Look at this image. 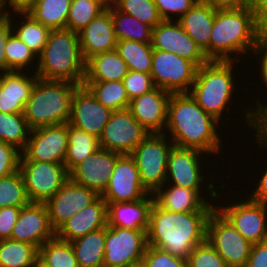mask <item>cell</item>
Returning <instances> with one entry per match:
<instances>
[{"instance_id": "94428289", "label": "cell", "mask_w": 267, "mask_h": 267, "mask_svg": "<svg viewBox=\"0 0 267 267\" xmlns=\"http://www.w3.org/2000/svg\"><path fill=\"white\" fill-rule=\"evenodd\" d=\"M6 4H8V0H0V14H7L8 12H10L6 10V8H8L6 7Z\"/></svg>"}, {"instance_id": "cb8c5ba5", "label": "cell", "mask_w": 267, "mask_h": 267, "mask_svg": "<svg viewBox=\"0 0 267 267\" xmlns=\"http://www.w3.org/2000/svg\"><path fill=\"white\" fill-rule=\"evenodd\" d=\"M24 71L0 73V113H23L33 86L39 78ZM33 76V77H32Z\"/></svg>"}, {"instance_id": "9a60e30c", "label": "cell", "mask_w": 267, "mask_h": 267, "mask_svg": "<svg viewBox=\"0 0 267 267\" xmlns=\"http://www.w3.org/2000/svg\"><path fill=\"white\" fill-rule=\"evenodd\" d=\"M99 197L96 191L68 179L61 189L45 203L53 230L56 232L67 220L81 209L94 203Z\"/></svg>"}, {"instance_id": "816d5d0a", "label": "cell", "mask_w": 267, "mask_h": 267, "mask_svg": "<svg viewBox=\"0 0 267 267\" xmlns=\"http://www.w3.org/2000/svg\"><path fill=\"white\" fill-rule=\"evenodd\" d=\"M21 207L0 208V240L10 239Z\"/></svg>"}, {"instance_id": "4fadbf2b", "label": "cell", "mask_w": 267, "mask_h": 267, "mask_svg": "<svg viewBox=\"0 0 267 267\" xmlns=\"http://www.w3.org/2000/svg\"><path fill=\"white\" fill-rule=\"evenodd\" d=\"M68 147V123L32 129L20 161L62 163Z\"/></svg>"}, {"instance_id": "4dcf8cb0", "label": "cell", "mask_w": 267, "mask_h": 267, "mask_svg": "<svg viewBox=\"0 0 267 267\" xmlns=\"http://www.w3.org/2000/svg\"><path fill=\"white\" fill-rule=\"evenodd\" d=\"M71 0H35L26 11L51 30L66 29Z\"/></svg>"}, {"instance_id": "5bb4252c", "label": "cell", "mask_w": 267, "mask_h": 267, "mask_svg": "<svg viewBox=\"0 0 267 267\" xmlns=\"http://www.w3.org/2000/svg\"><path fill=\"white\" fill-rule=\"evenodd\" d=\"M245 202H234L215 208L252 244L267 240V206L249 197Z\"/></svg>"}, {"instance_id": "7402d4cb", "label": "cell", "mask_w": 267, "mask_h": 267, "mask_svg": "<svg viewBox=\"0 0 267 267\" xmlns=\"http://www.w3.org/2000/svg\"><path fill=\"white\" fill-rule=\"evenodd\" d=\"M171 93L159 87L130 101L129 110L149 133H165L167 107Z\"/></svg>"}, {"instance_id": "8fae6325", "label": "cell", "mask_w": 267, "mask_h": 267, "mask_svg": "<svg viewBox=\"0 0 267 267\" xmlns=\"http://www.w3.org/2000/svg\"><path fill=\"white\" fill-rule=\"evenodd\" d=\"M146 247L145 231L107 225L104 267H127L143 260Z\"/></svg>"}, {"instance_id": "5b68a950", "label": "cell", "mask_w": 267, "mask_h": 267, "mask_svg": "<svg viewBox=\"0 0 267 267\" xmlns=\"http://www.w3.org/2000/svg\"><path fill=\"white\" fill-rule=\"evenodd\" d=\"M78 86L70 81L38 78L24 106L23 116L28 127L32 130L68 123L72 97Z\"/></svg>"}, {"instance_id": "ba28073f", "label": "cell", "mask_w": 267, "mask_h": 267, "mask_svg": "<svg viewBox=\"0 0 267 267\" xmlns=\"http://www.w3.org/2000/svg\"><path fill=\"white\" fill-rule=\"evenodd\" d=\"M206 240L228 267H245L253 244L215 208L207 223Z\"/></svg>"}, {"instance_id": "c3c4849f", "label": "cell", "mask_w": 267, "mask_h": 267, "mask_svg": "<svg viewBox=\"0 0 267 267\" xmlns=\"http://www.w3.org/2000/svg\"><path fill=\"white\" fill-rule=\"evenodd\" d=\"M21 151L15 146L0 141V178L19 170Z\"/></svg>"}, {"instance_id": "681fc988", "label": "cell", "mask_w": 267, "mask_h": 267, "mask_svg": "<svg viewBox=\"0 0 267 267\" xmlns=\"http://www.w3.org/2000/svg\"><path fill=\"white\" fill-rule=\"evenodd\" d=\"M198 0H154L155 5L158 8L159 14L163 20H175L172 19L174 13L178 17H182L187 11H189Z\"/></svg>"}, {"instance_id": "836d02e7", "label": "cell", "mask_w": 267, "mask_h": 267, "mask_svg": "<svg viewBox=\"0 0 267 267\" xmlns=\"http://www.w3.org/2000/svg\"><path fill=\"white\" fill-rule=\"evenodd\" d=\"M95 98L112 111L128 109L130 100L123 81H84Z\"/></svg>"}, {"instance_id": "277c9868", "label": "cell", "mask_w": 267, "mask_h": 267, "mask_svg": "<svg viewBox=\"0 0 267 267\" xmlns=\"http://www.w3.org/2000/svg\"><path fill=\"white\" fill-rule=\"evenodd\" d=\"M38 60L35 74L40 79L83 84L86 61L77 32L68 29L52 30Z\"/></svg>"}, {"instance_id": "7a4b0ae2", "label": "cell", "mask_w": 267, "mask_h": 267, "mask_svg": "<svg viewBox=\"0 0 267 267\" xmlns=\"http://www.w3.org/2000/svg\"><path fill=\"white\" fill-rule=\"evenodd\" d=\"M219 123L197 104L190 93L171 94L165 130L167 128L171 133L169 139L176 147L194 148L209 155L220 153L222 139L216 130Z\"/></svg>"}, {"instance_id": "9f6ffc18", "label": "cell", "mask_w": 267, "mask_h": 267, "mask_svg": "<svg viewBox=\"0 0 267 267\" xmlns=\"http://www.w3.org/2000/svg\"><path fill=\"white\" fill-rule=\"evenodd\" d=\"M217 9L252 8L254 0H208Z\"/></svg>"}, {"instance_id": "680465c9", "label": "cell", "mask_w": 267, "mask_h": 267, "mask_svg": "<svg viewBox=\"0 0 267 267\" xmlns=\"http://www.w3.org/2000/svg\"><path fill=\"white\" fill-rule=\"evenodd\" d=\"M35 2V0H8L9 6L13 12H26Z\"/></svg>"}, {"instance_id": "603a6c76", "label": "cell", "mask_w": 267, "mask_h": 267, "mask_svg": "<svg viewBox=\"0 0 267 267\" xmlns=\"http://www.w3.org/2000/svg\"><path fill=\"white\" fill-rule=\"evenodd\" d=\"M78 35L85 61L94 55L116 50L117 39L111 10L106 7Z\"/></svg>"}, {"instance_id": "7dc6e473", "label": "cell", "mask_w": 267, "mask_h": 267, "mask_svg": "<svg viewBox=\"0 0 267 267\" xmlns=\"http://www.w3.org/2000/svg\"><path fill=\"white\" fill-rule=\"evenodd\" d=\"M147 267H186L187 260L181 257L173 256L170 253L147 245L144 257Z\"/></svg>"}, {"instance_id": "2e32d148", "label": "cell", "mask_w": 267, "mask_h": 267, "mask_svg": "<svg viewBox=\"0 0 267 267\" xmlns=\"http://www.w3.org/2000/svg\"><path fill=\"white\" fill-rule=\"evenodd\" d=\"M112 112L82 84L75 89L73 94L68 124L99 138Z\"/></svg>"}, {"instance_id": "8d00e7d4", "label": "cell", "mask_w": 267, "mask_h": 267, "mask_svg": "<svg viewBox=\"0 0 267 267\" xmlns=\"http://www.w3.org/2000/svg\"><path fill=\"white\" fill-rule=\"evenodd\" d=\"M37 261V247L11 239L0 240V267H33Z\"/></svg>"}, {"instance_id": "db71d44e", "label": "cell", "mask_w": 267, "mask_h": 267, "mask_svg": "<svg viewBox=\"0 0 267 267\" xmlns=\"http://www.w3.org/2000/svg\"><path fill=\"white\" fill-rule=\"evenodd\" d=\"M252 10L259 33L267 32V0H254Z\"/></svg>"}, {"instance_id": "4316f807", "label": "cell", "mask_w": 267, "mask_h": 267, "mask_svg": "<svg viewBox=\"0 0 267 267\" xmlns=\"http://www.w3.org/2000/svg\"><path fill=\"white\" fill-rule=\"evenodd\" d=\"M216 7L208 0H198L177 22L203 50L209 60V39L214 23Z\"/></svg>"}, {"instance_id": "e0dca14e", "label": "cell", "mask_w": 267, "mask_h": 267, "mask_svg": "<svg viewBox=\"0 0 267 267\" xmlns=\"http://www.w3.org/2000/svg\"><path fill=\"white\" fill-rule=\"evenodd\" d=\"M151 45L153 49L164 50L177 54L193 62L197 67L205 64L206 58L203 50L183 30L175 20H163L152 30Z\"/></svg>"}, {"instance_id": "9c48e42d", "label": "cell", "mask_w": 267, "mask_h": 267, "mask_svg": "<svg viewBox=\"0 0 267 267\" xmlns=\"http://www.w3.org/2000/svg\"><path fill=\"white\" fill-rule=\"evenodd\" d=\"M198 67L172 52L153 49L151 73L155 87L173 93H189Z\"/></svg>"}, {"instance_id": "ffe728a7", "label": "cell", "mask_w": 267, "mask_h": 267, "mask_svg": "<svg viewBox=\"0 0 267 267\" xmlns=\"http://www.w3.org/2000/svg\"><path fill=\"white\" fill-rule=\"evenodd\" d=\"M120 156L119 153L99 148L69 172V179L101 196L108 187L115 163Z\"/></svg>"}, {"instance_id": "be15d7a7", "label": "cell", "mask_w": 267, "mask_h": 267, "mask_svg": "<svg viewBox=\"0 0 267 267\" xmlns=\"http://www.w3.org/2000/svg\"><path fill=\"white\" fill-rule=\"evenodd\" d=\"M33 267H46V266H44L42 263H40L39 261H37V262L33 265Z\"/></svg>"}, {"instance_id": "ee69618b", "label": "cell", "mask_w": 267, "mask_h": 267, "mask_svg": "<svg viewBox=\"0 0 267 267\" xmlns=\"http://www.w3.org/2000/svg\"><path fill=\"white\" fill-rule=\"evenodd\" d=\"M187 262L190 267H228L207 240L192 250Z\"/></svg>"}, {"instance_id": "7c38bea8", "label": "cell", "mask_w": 267, "mask_h": 267, "mask_svg": "<svg viewBox=\"0 0 267 267\" xmlns=\"http://www.w3.org/2000/svg\"><path fill=\"white\" fill-rule=\"evenodd\" d=\"M149 134L129 109L113 111L99 137L100 148L130 155Z\"/></svg>"}, {"instance_id": "6f0895ef", "label": "cell", "mask_w": 267, "mask_h": 267, "mask_svg": "<svg viewBox=\"0 0 267 267\" xmlns=\"http://www.w3.org/2000/svg\"><path fill=\"white\" fill-rule=\"evenodd\" d=\"M255 54H259L261 57L257 60L259 65H267V32L259 33Z\"/></svg>"}, {"instance_id": "52a82bcc", "label": "cell", "mask_w": 267, "mask_h": 267, "mask_svg": "<svg viewBox=\"0 0 267 267\" xmlns=\"http://www.w3.org/2000/svg\"><path fill=\"white\" fill-rule=\"evenodd\" d=\"M168 134L150 133L130 154L135 160L142 186L154 194L165 184L167 164L175 145ZM170 142V144H168Z\"/></svg>"}, {"instance_id": "60d3db41", "label": "cell", "mask_w": 267, "mask_h": 267, "mask_svg": "<svg viewBox=\"0 0 267 267\" xmlns=\"http://www.w3.org/2000/svg\"><path fill=\"white\" fill-rule=\"evenodd\" d=\"M20 170L0 178V208L23 207L29 203Z\"/></svg>"}, {"instance_id": "d6a6232c", "label": "cell", "mask_w": 267, "mask_h": 267, "mask_svg": "<svg viewBox=\"0 0 267 267\" xmlns=\"http://www.w3.org/2000/svg\"><path fill=\"white\" fill-rule=\"evenodd\" d=\"M107 7L112 12V20L117 41L132 40L151 43L153 28L137 18L119 11L111 2Z\"/></svg>"}, {"instance_id": "f546056e", "label": "cell", "mask_w": 267, "mask_h": 267, "mask_svg": "<svg viewBox=\"0 0 267 267\" xmlns=\"http://www.w3.org/2000/svg\"><path fill=\"white\" fill-rule=\"evenodd\" d=\"M79 267H104L105 227L70 242Z\"/></svg>"}, {"instance_id": "f6af8a7d", "label": "cell", "mask_w": 267, "mask_h": 267, "mask_svg": "<svg viewBox=\"0 0 267 267\" xmlns=\"http://www.w3.org/2000/svg\"><path fill=\"white\" fill-rule=\"evenodd\" d=\"M262 102L258 98L257 102L254 103L256 107L253 109L249 107L251 110L244 112L246 113L244 114L246 115L245 117H247L245 122L249 128L251 126L255 130L256 143H259L258 146L260 145V149L267 147V104L263 105Z\"/></svg>"}, {"instance_id": "bcb514c9", "label": "cell", "mask_w": 267, "mask_h": 267, "mask_svg": "<svg viewBox=\"0 0 267 267\" xmlns=\"http://www.w3.org/2000/svg\"><path fill=\"white\" fill-rule=\"evenodd\" d=\"M123 84L130 101L155 88L150 74L131 70H128L127 75L123 78Z\"/></svg>"}, {"instance_id": "f1b7e54d", "label": "cell", "mask_w": 267, "mask_h": 267, "mask_svg": "<svg viewBox=\"0 0 267 267\" xmlns=\"http://www.w3.org/2000/svg\"><path fill=\"white\" fill-rule=\"evenodd\" d=\"M126 62L116 50L94 55L86 61L84 81H123Z\"/></svg>"}, {"instance_id": "7bdbcfd3", "label": "cell", "mask_w": 267, "mask_h": 267, "mask_svg": "<svg viewBox=\"0 0 267 267\" xmlns=\"http://www.w3.org/2000/svg\"><path fill=\"white\" fill-rule=\"evenodd\" d=\"M7 72L23 71L30 64L38 60L35 53L12 32L7 40L5 48Z\"/></svg>"}, {"instance_id": "f35d334b", "label": "cell", "mask_w": 267, "mask_h": 267, "mask_svg": "<svg viewBox=\"0 0 267 267\" xmlns=\"http://www.w3.org/2000/svg\"><path fill=\"white\" fill-rule=\"evenodd\" d=\"M30 131L23 113H0V141L9 143L22 152Z\"/></svg>"}, {"instance_id": "e575fe53", "label": "cell", "mask_w": 267, "mask_h": 267, "mask_svg": "<svg viewBox=\"0 0 267 267\" xmlns=\"http://www.w3.org/2000/svg\"><path fill=\"white\" fill-rule=\"evenodd\" d=\"M116 51L126 62L128 70L151 73L153 48L151 43L132 40L117 41Z\"/></svg>"}, {"instance_id": "1f68e13d", "label": "cell", "mask_w": 267, "mask_h": 267, "mask_svg": "<svg viewBox=\"0 0 267 267\" xmlns=\"http://www.w3.org/2000/svg\"><path fill=\"white\" fill-rule=\"evenodd\" d=\"M100 148L99 138L68 124V147L64 165L70 172Z\"/></svg>"}, {"instance_id": "44dd1931", "label": "cell", "mask_w": 267, "mask_h": 267, "mask_svg": "<svg viewBox=\"0 0 267 267\" xmlns=\"http://www.w3.org/2000/svg\"><path fill=\"white\" fill-rule=\"evenodd\" d=\"M202 154V157H201ZM205 152L194 148H180L174 147L171 150L166 172L165 185L168 181H173L171 184L193 189L201 190L202 181L205 180L201 172L200 158H203ZM171 177V178H170ZM201 185V186H200Z\"/></svg>"}, {"instance_id": "ab89813d", "label": "cell", "mask_w": 267, "mask_h": 267, "mask_svg": "<svg viewBox=\"0 0 267 267\" xmlns=\"http://www.w3.org/2000/svg\"><path fill=\"white\" fill-rule=\"evenodd\" d=\"M107 0H71L66 29L80 32L107 7Z\"/></svg>"}, {"instance_id": "f5cc1de1", "label": "cell", "mask_w": 267, "mask_h": 267, "mask_svg": "<svg viewBox=\"0 0 267 267\" xmlns=\"http://www.w3.org/2000/svg\"><path fill=\"white\" fill-rule=\"evenodd\" d=\"M245 267H267V240L253 244Z\"/></svg>"}, {"instance_id": "30bf717a", "label": "cell", "mask_w": 267, "mask_h": 267, "mask_svg": "<svg viewBox=\"0 0 267 267\" xmlns=\"http://www.w3.org/2000/svg\"><path fill=\"white\" fill-rule=\"evenodd\" d=\"M19 170L30 202L46 203L69 179L62 163L19 161Z\"/></svg>"}, {"instance_id": "8992f818", "label": "cell", "mask_w": 267, "mask_h": 267, "mask_svg": "<svg viewBox=\"0 0 267 267\" xmlns=\"http://www.w3.org/2000/svg\"><path fill=\"white\" fill-rule=\"evenodd\" d=\"M236 60H208L197 69L195 81L189 91L197 104L216 120L221 121L225 108L233 102L234 76L233 65Z\"/></svg>"}, {"instance_id": "d590c367", "label": "cell", "mask_w": 267, "mask_h": 267, "mask_svg": "<svg viewBox=\"0 0 267 267\" xmlns=\"http://www.w3.org/2000/svg\"><path fill=\"white\" fill-rule=\"evenodd\" d=\"M14 13L15 15L19 14L18 16H20V19L22 18V22H21L22 24L17 23V27L15 25V27L12 28L13 32L38 57L42 53L48 41L50 32L52 30L42 25L40 22L36 21L27 12H14Z\"/></svg>"}, {"instance_id": "83f0119b", "label": "cell", "mask_w": 267, "mask_h": 267, "mask_svg": "<svg viewBox=\"0 0 267 267\" xmlns=\"http://www.w3.org/2000/svg\"><path fill=\"white\" fill-rule=\"evenodd\" d=\"M153 194L134 202L107 203L108 226L148 231Z\"/></svg>"}, {"instance_id": "f907efd6", "label": "cell", "mask_w": 267, "mask_h": 267, "mask_svg": "<svg viewBox=\"0 0 267 267\" xmlns=\"http://www.w3.org/2000/svg\"><path fill=\"white\" fill-rule=\"evenodd\" d=\"M11 13L10 11L7 14H0V73L7 72L5 48L8 37L13 32L12 28L14 27Z\"/></svg>"}, {"instance_id": "d4e9b609", "label": "cell", "mask_w": 267, "mask_h": 267, "mask_svg": "<svg viewBox=\"0 0 267 267\" xmlns=\"http://www.w3.org/2000/svg\"><path fill=\"white\" fill-rule=\"evenodd\" d=\"M107 225V203L100 196L94 203L81 209L76 215L67 220L56 231V237L60 240L71 242Z\"/></svg>"}, {"instance_id": "11a10c76", "label": "cell", "mask_w": 267, "mask_h": 267, "mask_svg": "<svg viewBox=\"0 0 267 267\" xmlns=\"http://www.w3.org/2000/svg\"><path fill=\"white\" fill-rule=\"evenodd\" d=\"M265 172L263 171V176L260 178L258 185L255 187V191L252 195H249L250 199L254 202L263 204L267 206V166Z\"/></svg>"}, {"instance_id": "484cf974", "label": "cell", "mask_w": 267, "mask_h": 267, "mask_svg": "<svg viewBox=\"0 0 267 267\" xmlns=\"http://www.w3.org/2000/svg\"><path fill=\"white\" fill-rule=\"evenodd\" d=\"M172 185V186H171ZM160 187L154 194V202L171 212H195V211H213L216 205L208 200L206 201L201 193L202 190H193L180 187L174 184H168ZM169 187V188H168ZM165 189V190H164Z\"/></svg>"}, {"instance_id": "74e56055", "label": "cell", "mask_w": 267, "mask_h": 267, "mask_svg": "<svg viewBox=\"0 0 267 267\" xmlns=\"http://www.w3.org/2000/svg\"><path fill=\"white\" fill-rule=\"evenodd\" d=\"M38 261L46 267H79L71 243L56 236L38 249Z\"/></svg>"}, {"instance_id": "3957f363", "label": "cell", "mask_w": 267, "mask_h": 267, "mask_svg": "<svg viewBox=\"0 0 267 267\" xmlns=\"http://www.w3.org/2000/svg\"><path fill=\"white\" fill-rule=\"evenodd\" d=\"M258 35L252 8H216L209 39V60L240 61L242 53H255Z\"/></svg>"}, {"instance_id": "b9f144b4", "label": "cell", "mask_w": 267, "mask_h": 267, "mask_svg": "<svg viewBox=\"0 0 267 267\" xmlns=\"http://www.w3.org/2000/svg\"><path fill=\"white\" fill-rule=\"evenodd\" d=\"M111 3L119 11L137 18L152 28L163 21L154 0H112Z\"/></svg>"}, {"instance_id": "91938a15", "label": "cell", "mask_w": 267, "mask_h": 267, "mask_svg": "<svg viewBox=\"0 0 267 267\" xmlns=\"http://www.w3.org/2000/svg\"><path fill=\"white\" fill-rule=\"evenodd\" d=\"M260 75L261 80L264 82V85L267 87V65H260Z\"/></svg>"}, {"instance_id": "ac0fdd59", "label": "cell", "mask_w": 267, "mask_h": 267, "mask_svg": "<svg viewBox=\"0 0 267 267\" xmlns=\"http://www.w3.org/2000/svg\"><path fill=\"white\" fill-rule=\"evenodd\" d=\"M147 195L150 194L142 186L135 160L130 155H121L101 197L106 203H115L134 202Z\"/></svg>"}, {"instance_id": "6125c7cd", "label": "cell", "mask_w": 267, "mask_h": 267, "mask_svg": "<svg viewBox=\"0 0 267 267\" xmlns=\"http://www.w3.org/2000/svg\"><path fill=\"white\" fill-rule=\"evenodd\" d=\"M127 267H147L146 263L144 262V260H140L134 263H131L129 266Z\"/></svg>"}, {"instance_id": "d6986e66", "label": "cell", "mask_w": 267, "mask_h": 267, "mask_svg": "<svg viewBox=\"0 0 267 267\" xmlns=\"http://www.w3.org/2000/svg\"><path fill=\"white\" fill-rule=\"evenodd\" d=\"M55 236L46 204L29 202L21 208L10 239L31 244L39 249Z\"/></svg>"}, {"instance_id": "6da1fadb", "label": "cell", "mask_w": 267, "mask_h": 267, "mask_svg": "<svg viewBox=\"0 0 267 267\" xmlns=\"http://www.w3.org/2000/svg\"><path fill=\"white\" fill-rule=\"evenodd\" d=\"M212 212H171L153 202L146 232L147 245L187 260L192 250L206 241L207 223Z\"/></svg>"}]
</instances>
